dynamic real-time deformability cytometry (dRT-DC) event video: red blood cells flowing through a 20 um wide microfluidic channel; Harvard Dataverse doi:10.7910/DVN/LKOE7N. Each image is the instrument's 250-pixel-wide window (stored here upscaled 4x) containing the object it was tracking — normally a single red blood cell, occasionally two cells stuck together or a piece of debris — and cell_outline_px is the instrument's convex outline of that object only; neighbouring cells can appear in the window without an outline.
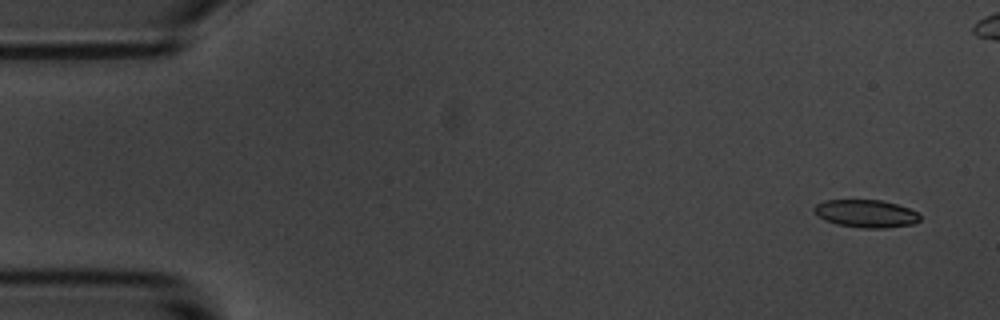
{"species": "common noctule bat (a hibernating species)", "species_latin": "Nyctalus noctula", "temperature_condition": "room temperature", "stored_images_in_passage": 5, "camera_frame_rate_fps": 3000, "um_per_image_px": 0.085, "animal": {"sex": "male", "body_mass_g": 20.1, "forearm_length_mm": 53.5}, "frame": {"image": 1, "passage_image": 1, "time_ms": 0.0, "image_size_px": [1000, 320], "cell_outline_px": [[920, 220], [912, 224], [884, 228], [860, 228], [836, 224], [824, 220], [816, 216], [812, 208], [816, 204], [824, 200], [880, 200], [896, 204], [908, 208], [916, 212], [920, 216]], "centroid_in_image_um": [73.55, 18.16], "position_along_channel_um": 11.5, "area_um2": 17.17}}